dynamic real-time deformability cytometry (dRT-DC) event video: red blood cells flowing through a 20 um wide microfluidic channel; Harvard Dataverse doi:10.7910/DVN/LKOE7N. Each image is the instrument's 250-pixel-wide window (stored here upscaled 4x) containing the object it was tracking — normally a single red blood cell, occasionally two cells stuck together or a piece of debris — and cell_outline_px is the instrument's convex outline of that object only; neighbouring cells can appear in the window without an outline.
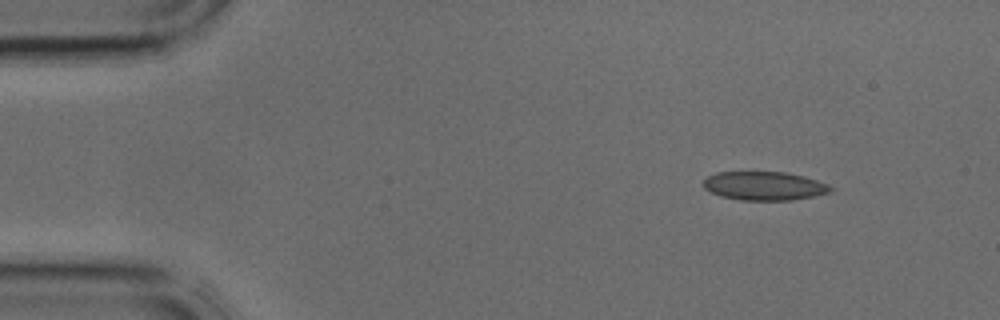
{"species": "common noctule bat (a hibernating species)", "species_latin": "Nyctalus noctula", "temperature_condition": "cold", "stored_images_in_passage": 4, "camera_frame_rate_fps": 3000, "um_per_image_px": 0.085, "animal": {"sex": "male", "body_mass_g": 17.9, "forearm_length_mm": 54.2}, "frame": {"image": 1, "passage_image": 1, "time_ms": 0.0, "image_size_px": [1000, 320], "cell_outline_px": [[836, 188], [832, 192], [792, 200], [740, 200], [720, 196], [704, 188], [704, 180], [708, 176], [716, 172], [788, 172], [804, 176], [828, 184]], "centroid_in_image_um": [65.0, 15.8], "position_along_channel_um": 20.0, "area_um2": 21.33}}
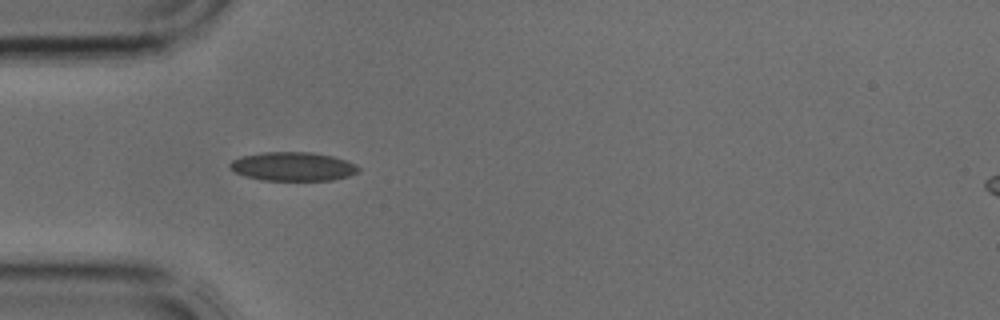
{"frame": {"image": 2, "passage_image": 3, "time_ms": 0.667, "image_size_px": [1000, 320], "cell_outline_px": [[360, 172], [348, 176], [332, 180], [260, 180], [244, 176], [236, 172], [228, 164], [232, 160], [240, 156], [260, 152], [312, 152], [332, 156], [356, 164], [360, 168]], "centroid_in_image_um": [24.89, 14.15], "position_along_channel_um": 60.1, "area_um2": 21.68}}